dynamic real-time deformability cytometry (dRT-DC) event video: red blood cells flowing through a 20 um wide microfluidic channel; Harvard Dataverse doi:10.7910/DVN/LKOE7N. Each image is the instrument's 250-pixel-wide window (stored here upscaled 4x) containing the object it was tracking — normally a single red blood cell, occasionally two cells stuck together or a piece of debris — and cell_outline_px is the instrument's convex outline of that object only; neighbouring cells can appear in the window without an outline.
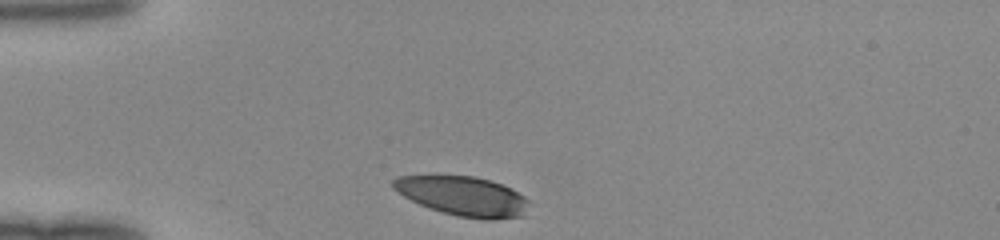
{"species": "human", "species_latin": "Homo sapiens", "temperature_condition": "room temperature", "stored_images_in_passage": 29, "camera_frame_rate_fps": 3000, "um_per_image_px": 0.085, "donor": {"sex": "female"}, "frame": {"image": 1, "passage_image": 1, "time_ms": 0.0, "image_size_px": [1000, 240], "cell_outline_px": [[528, 200], [524, 216], [496, 220], [488, 220], [456, 216], [428, 208], [404, 196], [392, 188], [392, 180], [400, 176], [432, 172], [472, 176], [488, 180], [512, 188], [524, 196]], "centroid_in_image_um": [39.29, 16.63], "position_along_channel_um": 45.7, "area_um2": 32.14}}
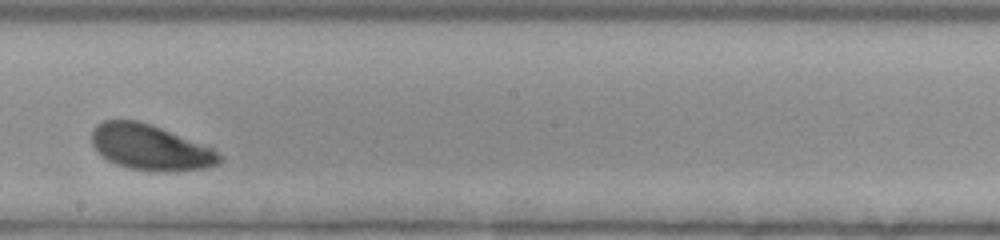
{"frame": {"image": 2, "passage_image": 17, "time_ms": 5.333, "image_size_px": [1000, 240], "cell_outline_px": [[220, 164], [208, 168], [168, 172], [148, 172], [128, 168], [116, 164], [108, 160], [92, 144], [92, 128], [96, 124], [104, 120], [136, 120], [160, 128], [212, 148], [220, 156]], "centroid_in_image_um": [12.76, 12.55], "position_along_channel_um": 235.4, "area_um2": 33.7}}
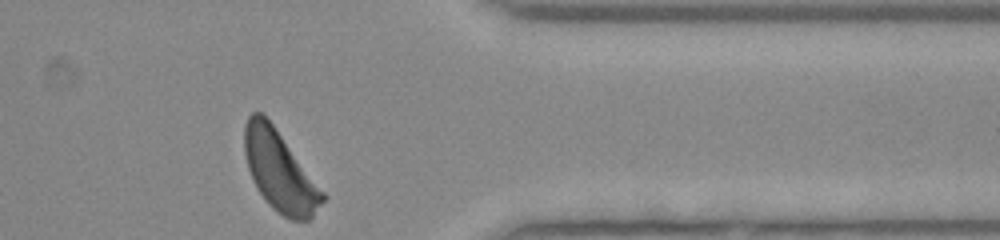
{"frame": {"image": 3, "passage_image": 29, "time_ms": 9.333, "image_size_px": [1000, 240], "cell_outline_px": [[328, 196], [312, 216], [308, 220], [292, 220], [276, 212], [268, 204], [260, 192], [248, 168], [244, 152], [244, 124], [248, 116], [252, 112], [260, 112], [272, 124]], "centroid_in_image_um": [23.78, 14.56], "position_along_channel_um": 387.6, "area_um2": 36.01}}